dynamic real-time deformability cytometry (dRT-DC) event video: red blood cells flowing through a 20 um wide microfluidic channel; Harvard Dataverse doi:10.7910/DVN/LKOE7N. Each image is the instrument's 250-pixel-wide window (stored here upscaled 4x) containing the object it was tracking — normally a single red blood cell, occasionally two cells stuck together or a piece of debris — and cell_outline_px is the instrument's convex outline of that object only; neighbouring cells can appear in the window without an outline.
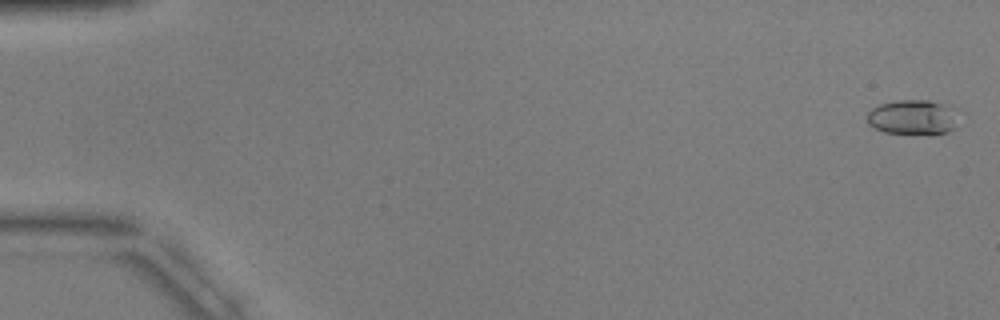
{"species": "common noctule bat (a hibernating species)", "species_latin": "Nyctalus noctula", "temperature_condition": "warm", "stored_images_in_passage": 7, "camera_frame_rate_fps": 3000, "um_per_image_px": 0.085, "animal": {"sex": "male", "body_mass_g": 17.9, "forearm_length_mm": 54.2}, "frame": {"image": 1, "passage_image": 1, "time_ms": 0.0, "image_size_px": [1000, 320], "cell_outline_px": [[956, 128], [948, 132], [884, 132], [868, 124], [868, 112], [872, 108], [880, 104], [896, 100], [928, 100], [940, 104], [948, 108]], "centroid_in_image_um": [77.45, 9.94], "position_along_channel_um": 7.5, "area_um2": 17.34}}
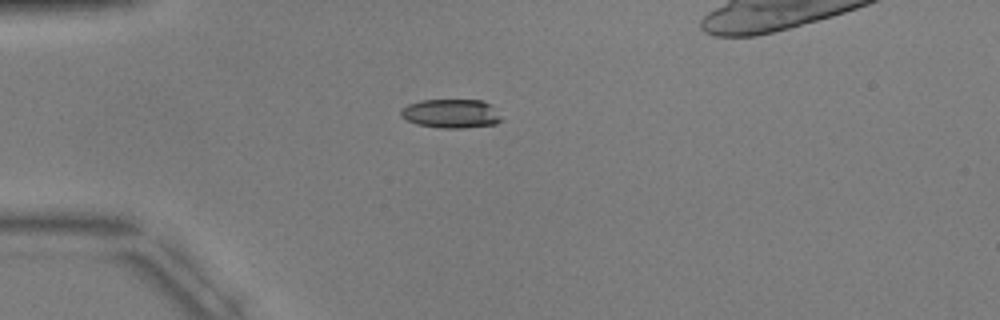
{"frame": {"image": 2, "passage_image": 5, "time_ms": 4.667, "image_size_px": [1000, 320], "cell_outline_px": [[504, 120], [496, 124], [464, 128], [440, 128], [416, 124], [400, 116], [400, 112], [408, 104], [420, 100], [484, 100], [492, 104]], "centroid_in_image_um": [38.4, 9.65], "position_along_channel_um": 46.6, "area_um2": 17.17}}